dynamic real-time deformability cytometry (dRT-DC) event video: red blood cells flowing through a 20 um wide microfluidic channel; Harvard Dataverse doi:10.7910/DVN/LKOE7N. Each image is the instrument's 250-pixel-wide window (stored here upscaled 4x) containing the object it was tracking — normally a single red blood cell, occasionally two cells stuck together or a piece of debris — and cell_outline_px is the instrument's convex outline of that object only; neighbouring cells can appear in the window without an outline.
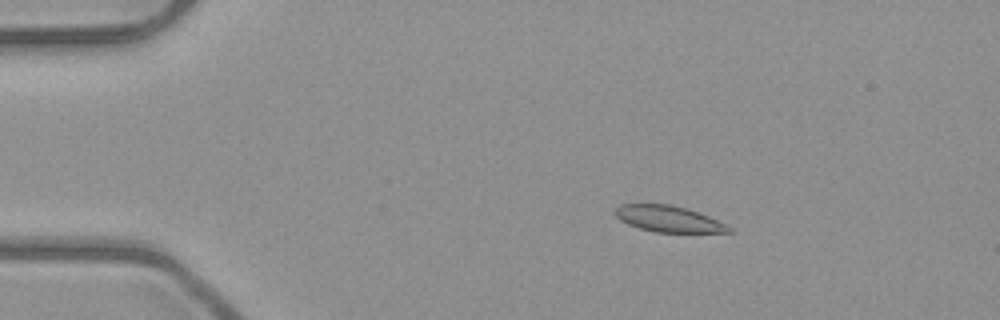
{"species": "common noctule bat (a hibernating species)", "species_latin": "Nyctalus noctula", "temperature_condition": "room temperature", "stored_images_in_passage": 6, "camera_frame_rate_fps": 3000, "um_per_image_px": 0.085, "animal": {"sex": "male", "body_mass_g": 23.1, "forearm_length_mm": 52.7}, "frame": {"image": 1, "passage_image": 3, "time_ms": 2.333, "image_size_px": [1000, 320], "cell_outline_px": [[736, 232], [656, 232], [640, 228], [628, 224], [620, 220], [612, 212], [620, 204], [672, 204], [688, 208], [708, 216], [732, 228]], "centroid_in_image_um": [56.8, 18.59], "position_along_channel_um": 28.2, "area_um2": 17.34}}
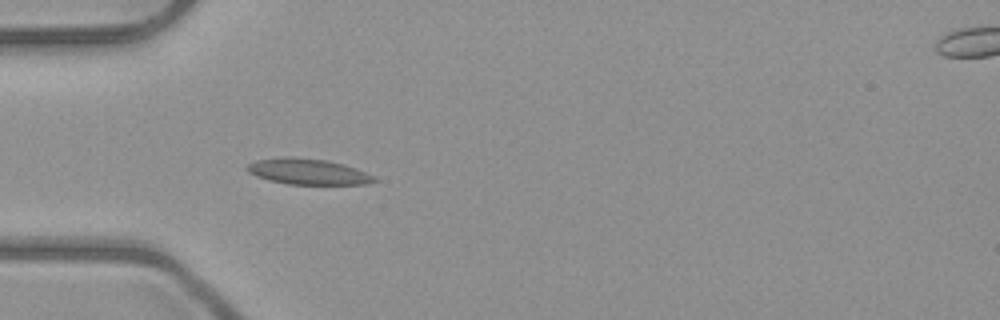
{"frame": {"image": 2, "passage_image": 5, "time_ms": 4.667, "image_size_px": [1000, 320], "cell_outline_px": [[380, 180], [364, 184], [288, 184], [268, 180], [256, 176], [248, 172], [244, 168], [248, 164], [256, 160], [284, 156], [292, 156], [328, 160], [344, 164], [356, 168], [376, 176]], "centroid_in_image_um": [26.18, 14.57], "position_along_channel_um": 58.8, "area_um2": 19.42}}